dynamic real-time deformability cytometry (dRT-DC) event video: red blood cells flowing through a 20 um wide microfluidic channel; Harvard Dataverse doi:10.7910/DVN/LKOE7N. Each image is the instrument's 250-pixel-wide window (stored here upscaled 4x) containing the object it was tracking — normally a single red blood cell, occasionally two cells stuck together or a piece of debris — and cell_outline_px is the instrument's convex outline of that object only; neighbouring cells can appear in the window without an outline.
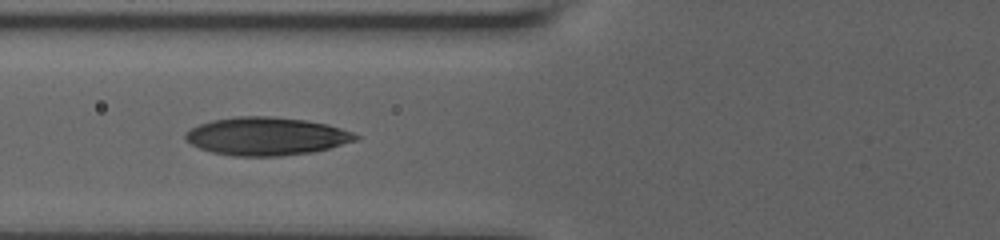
{"species": "human", "species_latin": "Homo sapiens", "temperature_condition": "room temperature", "stored_images_in_passage": 31, "camera_frame_rate_fps": 3000, "um_per_image_px": 0.085, "donor": {"sex": "male"}, "frame": {"image": 1, "passage_image": 30, "time_ms": 8.667, "image_size_px": [1000, 240], "cell_outline_px": [[360, 140], [312, 152], [280, 156], [232, 156], [212, 152], [200, 148], [192, 144], [184, 136], [184, 132], [200, 124], [212, 120], [232, 116], [272, 116], [308, 120], [328, 124], [352, 132], [360, 136]], "centroid_in_image_um": [22.67, 11.57], "position_along_channel_um": 103.1, "area_um2": 37.92}}